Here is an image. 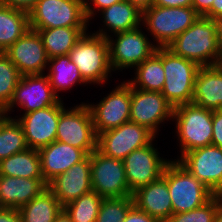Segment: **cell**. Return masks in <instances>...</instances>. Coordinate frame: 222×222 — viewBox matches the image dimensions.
<instances>
[{
    "label": "cell",
    "instance_id": "e575fe53",
    "mask_svg": "<svg viewBox=\"0 0 222 222\" xmlns=\"http://www.w3.org/2000/svg\"><path fill=\"white\" fill-rule=\"evenodd\" d=\"M216 214L217 194L194 210L172 214L165 222H215Z\"/></svg>",
    "mask_w": 222,
    "mask_h": 222
},
{
    "label": "cell",
    "instance_id": "b9f144b4",
    "mask_svg": "<svg viewBox=\"0 0 222 222\" xmlns=\"http://www.w3.org/2000/svg\"><path fill=\"white\" fill-rule=\"evenodd\" d=\"M214 0H192V7L200 15L204 16L212 7Z\"/></svg>",
    "mask_w": 222,
    "mask_h": 222
},
{
    "label": "cell",
    "instance_id": "d4e9b609",
    "mask_svg": "<svg viewBox=\"0 0 222 222\" xmlns=\"http://www.w3.org/2000/svg\"><path fill=\"white\" fill-rule=\"evenodd\" d=\"M135 77L128 80L132 88L144 91L161 92L165 84V74L162 63V47L134 69Z\"/></svg>",
    "mask_w": 222,
    "mask_h": 222
},
{
    "label": "cell",
    "instance_id": "5bb4252c",
    "mask_svg": "<svg viewBox=\"0 0 222 222\" xmlns=\"http://www.w3.org/2000/svg\"><path fill=\"white\" fill-rule=\"evenodd\" d=\"M153 141L154 139L148 145L132 151L123 159L126 180L131 193L160 178L171 161L160 157V152L155 148Z\"/></svg>",
    "mask_w": 222,
    "mask_h": 222
},
{
    "label": "cell",
    "instance_id": "277c9868",
    "mask_svg": "<svg viewBox=\"0 0 222 222\" xmlns=\"http://www.w3.org/2000/svg\"><path fill=\"white\" fill-rule=\"evenodd\" d=\"M200 15L191 7H162L152 5L142 11V27L153 35L157 47H167L188 29Z\"/></svg>",
    "mask_w": 222,
    "mask_h": 222
},
{
    "label": "cell",
    "instance_id": "4dcf8cb0",
    "mask_svg": "<svg viewBox=\"0 0 222 222\" xmlns=\"http://www.w3.org/2000/svg\"><path fill=\"white\" fill-rule=\"evenodd\" d=\"M29 147L16 118L0 113V161Z\"/></svg>",
    "mask_w": 222,
    "mask_h": 222
},
{
    "label": "cell",
    "instance_id": "e0dca14e",
    "mask_svg": "<svg viewBox=\"0 0 222 222\" xmlns=\"http://www.w3.org/2000/svg\"><path fill=\"white\" fill-rule=\"evenodd\" d=\"M178 162L215 195L222 193V148L200 147L185 153Z\"/></svg>",
    "mask_w": 222,
    "mask_h": 222
},
{
    "label": "cell",
    "instance_id": "484cf974",
    "mask_svg": "<svg viewBox=\"0 0 222 222\" xmlns=\"http://www.w3.org/2000/svg\"><path fill=\"white\" fill-rule=\"evenodd\" d=\"M48 76L55 95L60 99V91L73 88L77 83L88 84L80 74L78 67L70 60L69 55L56 56L49 59Z\"/></svg>",
    "mask_w": 222,
    "mask_h": 222
},
{
    "label": "cell",
    "instance_id": "4fadbf2b",
    "mask_svg": "<svg viewBox=\"0 0 222 222\" xmlns=\"http://www.w3.org/2000/svg\"><path fill=\"white\" fill-rule=\"evenodd\" d=\"M174 108L161 92L144 91L131 87L130 122L145 126L155 136L159 125L171 121Z\"/></svg>",
    "mask_w": 222,
    "mask_h": 222
},
{
    "label": "cell",
    "instance_id": "d6a6232c",
    "mask_svg": "<svg viewBox=\"0 0 222 222\" xmlns=\"http://www.w3.org/2000/svg\"><path fill=\"white\" fill-rule=\"evenodd\" d=\"M21 78L17 67L4 52H0V102L6 107Z\"/></svg>",
    "mask_w": 222,
    "mask_h": 222
},
{
    "label": "cell",
    "instance_id": "44dd1931",
    "mask_svg": "<svg viewBox=\"0 0 222 222\" xmlns=\"http://www.w3.org/2000/svg\"><path fill=\"white\" fill-rule=\"evenodd\" d=\"M38 151L41 161V172L46 184L87 156L82 149L57 140Z\"/></svg>",
    "mask_w": 222,
    "mask_h": 222
},
{
    "label": "cell",
    "instance_id": "f35d334b",
    "mask_svg": "<svg viewBox=\"0 0 222 222\" xmlns=\"http://www.w3.org/2000/svg\"><path fill=\"white\" fill-rule=\"evenodd\" d=\"M38 0H0V4L10 8L29 13L37 4Z\"/></svg>",
    "mask_w": 222,
    "mask_h": 222
},
{
    "label": "cell",
    "instance_id": "8fae6325",
    "mask_svg": "<svg viewBox=\"0 0 222 222\" xmlns=\"http://www.w3.org/2000/svg\"><path fill=\"white\" fill-rule=\"evenodd\" d=\"M107 95L96 105L87 104L97 135L130 121L131 85L123 81Z\"/></svg>",
    "mask_w": 222,
    "mask_h": 222
},
{
    "label": "cell",
    "instance_id": "7a4b0ae2",
    "mask_svg": "<svg viewBox=\"0 0 222 222\" xmlns=\"http://www.w3.org/2000/svg\"><path fill=\"white\" fill-rule=\"evenodd\" d=\"M68 55L88 84H106L113 71L107 38L86 32Z\"/></svg>",
    "mask_w": 222,
    "mask_h": 222
},
{
    "label": "cell",
    "instance_id": "836d02e7",
    "mask_svg": "<svg viewBox=\"0 0 222 222\" xmlns=\"http://www.w3.org/2000/svg\"><path fill=\"white\" fill-rule=\"evenodd\" d=\"M133 205L132 196L103 199L96 222H123Z\"/></svg>",
    "mask_w": 222,
    "mask_h": 222
},
{
    "label": "cell",
    "instance_id": "bcb514c9",
    "mask_svg": "<svg viewBox=\"0 0 222 222\" xmlns=\"http://www.w3.org/2000/svg\"><path fill=\"white\" fill-rule=\"evenodd\" d=\"M215 222H222V194H217V214Z\"/></svg>",
    "mask_w": 222,
    "mask_h": 222
},
{
    "label": "cell",
    "instance_id": "ffe728a7",
    "mask_svg": "<svg viewBox=\"0 0 222 222\" xmlns=\"http://www.w3.org/2000/svg\"><path fill=\"white\" fill-rule=\"evenodd\" d=\"M134 205L159 222H165L173 207L167 181L163 176L132 193Z\"/></svg>",
    "mask_w": 222,
    "mask_h": 222
},
{
    "label": "cell",
    "instance_id": "d590c367",
    "mask_svg": "<svg viewBox=\"0 0 222 222\" xmlns=\"http://www.w3.org/2000/svg\"><path fill=\"white\" fill-rule=\"evenodd\" d=\"M121 1L122 0H90V1L84 0V11L88 22L92 20V18L94 19V15L96 14L95 8L97 9V12L102 11L105 8L110 7L112 4ZM91 5H94V7H92Z\"/></svg>",
    "mask_w": 222,
    "mask_h": 222
},
{
    "label": "cell",
    "instance_id": "ac0fdd59",
    "mask_svg": "<svg viewBox=\"0 0 222 222\" xmlns=\"http://www.w3.org/2000/svg\"><path fill=\"white\" fill-rule=\"evenodd\" d=\"M4 53L17 67L21 76L41 75L48 68L49 58L38 31L29 29Z\"/></svg>",
    "mask_w": 222,
    "mask_h": 222
},
{
    "label": "cell",
    "instance_id": "5b68a950",
    "mask_svg": "<svg viewBox=\"0 0 222 222\" xmlns=\"http://www.w3.org/2000/svg\"><path fill=\"white\" fill-rule=\"evenodd\" d=\"M162 176L167 181L173 214L194 210L215 195L177 160L167 164Z\"/></svg>",
    "mask_w": 222,
    "mask_h": 222
},
{
    "label": "cell",
    "instance_id": "c3c4849f",
    "mask_svg": "<svg viewBox=\"0 0 222 222\" xmlns=\"http://www.w3.org/2000/svg\"><path fill=\"white\" fill-rule=\"evenodd\" d=\"M5 106L0 102V113H3Z\"/></svg>",
    "mask_w": 222,
    "mask_h": 222
},
{
    "label": "cell",
    "instance_id": "f546056e",
    "mask_svg": "<svg viewBox=\"0 0 222 222\" xmlns=\"http://www.w3.org/2000/svg\"><path fill=\"white\" fill-rule=\"evenodd\" d=\"M18 210L23 222H54L63 210V206L53 193L46 188Z\"/></svg>",
    "mask_w": 222,
    "mask_h": 222
},
{
    "label": "cell",
    "instance_id": "4316f807",
    "mask_svg": "<svg viewBox=\"0 0 222 222\" xmlns=\"http://www.w3.org/2000/svg\"><path fill=\"white\" fill-rule=\"evenodd\" d=\"M88 27H56L35 30L40 34L48 58L68 55Z\"/></svg>",
    "mask_w": 222,
    "mask_h": 222
},
{
    "label": "cell",
    "instance_id": "7dc6e473",
    "mask_svg": "<svg viewBox=\"0 0 222 222\" xmlns=\"http://www.w3.org/2000/svg\"><path fill=\"white\" fill-rule=\"evenodd\" d=\"M54 222H72L71 218L68 216V214L62 210L59 215L56 217Z\"/></svg>",
    "mask_w": 222,
    "mask_h": 222
},
{
    "label": "cell",
    "instance_id": "3957f363",
    "mask_svg": "<svg viewBox=\"0 0 222 222\" xmlns=\"http://www.w3.org/2000/svg\"><path fill=\"white\" fill-rule=\"evenodd\" d=\"M213 111L199 107L193 103L183 104L174 108L172 121L176 122L181 156L187 152L212 145Z\"/></svg>",
    "mask_w": 222,
    "mask_h": 222
},
{
    "label": "cell",
    "instance_id": "8992f818",
    "mask_svg": "<svg viewBox=\"0 0 222 222\" xmlns=\"http://www.w3.org/2000/svg\"><path fill=\"white\" fill-rule=\"evenodd\" d=\"M162 63L165 74L162 95L173 108L191 103L200 66L193 61L175 55L167 47H162Z\"/></svg>",
    "mask_w": 222,
    "mask_h": 222
},
{
    "label": "cell",
    "instance_id": "52a82bcc",
    "mask_svg": "<svg viewBox=\"0 0 222 222\" xmlns=\"http://www.w3.org/2000/svg\"><path fill=\"white\" fill-rule=\"evenodd\" d=\"M30 29L87 27L84 0H38L29 12Z\"/></svg>",
    "mask_w": 222,
    "mask_h": 222
},
{
    "label": "cell",
    "instance_id": "ab89813d",
    "mask_svg": "<svg viewBox=\"0 0 222 222\" xmlns=\"http://www.w3.org/2000/svg\"><path fill=\"white\" fill-rule=\"evenodd\" d=\"M0 222H23L18 209L1 208Z\"/></svg>",
    "mask_w": 222,
    "mask_h": 222
},
{
    "label": "cell",
    "instance_id": "83f0119b",
    "mask_svg": "<svg viewBox=\"0 0 222 222\" xmlns=\"http://www.w3.org/2000/svg\"><path fill=\"white\" fill-rule=\"evenodd\" d=\"M0 175L44 179L39 151L28 148L0 161Z\"/></svg>",
    "mask_w": 222,
    "mask_h": 222
},
{
    "label": "cell",
    "instance_id": "2e32d148",
    "mask_svg": "<svg viewBox=\"0 0 222 222\" xmlns=\"http://www.w3.org/2000/svg\"><path fill=\"white\" fill-rule=\"evenodd\" d=\"M63 100L55 105L16 116L21 125L29 148L39 150L56 140L57 125L61 111L65 108Z\"/></svg>",
    "mask_w": 222,
    "mask_h": 222
},
{
    "label": "cell",
    "instance_id": "1f68e13d",
    "mask_svg": "<svg viewBox=\"0 0 222 222\" xmlns=\"http://www.w3.org/2000/svg\"><path fill=\"white\" fill-rule=\"evenodd\" d=\"M103 197L91 191L68 203L63 210L72 222H96Z\"/></svg>",
    "mask_w": 222,
    "mask_h": 222
},
{
    "label": "cell",
    "instance_id": "7c38bea8",
    "mask_svg": "<svg viewBox=\"0 0 222 222\" xmlns=\"http://www.w3.org/2000/svg\"><path fill=\"white\" fill-rule=\"evenodd\" d=\"M155 135L145 126L127 122L97 135V150L115 159L123 160L132 151L148 145Z\"/></svg>",
    "mask_w": 222,
    "mask_h": 222
},
{
    "label": "cell",
    "instance_id": "8d00e7d4",
    "mask_svg": "<svg viewBox=\"0 0 222 222\" xmlns=\"http://www.w3.org/2000/svg\"><path fill=\"white\" fill-rule=\"evenodd\" d=\"M212 145L222 148V110L213 111Z\"/></svg>",
    "mask_w": 222,
    "mask_h": 222
},
{
    "label": "cell",
    "instance_id": "ba28073f",
    "mask_svg": "<svg viewBox=\"0 0 222 222\" xmlns=\"http://www.w3.org/2000/svg\"><path fill=\"white\" fill-rule=\"evenodd\" d=\"M56 140L82 149L87 155L97 149V134L87 103L64 108L57 125Z\"/></svg>",
    "mask_w": 222,
    "mask_h": 222
},
{
    "label": "cell",
    "instance_id": "6da1fadb",
    "mask_svg": "<svg viewBox=\"0 0 222 222\" xmlns=\"http://www.w3.org/2000/svg\"><path fill=\"white\" fill-rule=\"evenodd\" d=\"M167 48L200 67L222 64V49L218 44L215 21L204 16H199Z\"/></svg>",
    "mask_w": 222,
    "mask_h": 222
},
{
    "label": "cell",
    "instance_id": "ee69618b",
    "mask_svg": "<svg viewBox=\"0 0 222 222\" xmlns=\"http://www.w3.org/2000/svg\"><path fill=\"white\" fill-rule=\"evenodd\" d=\"M131 4L137 6L141 11L151 7L154 0H127Z\"/></svg>",
    "mask_w": 222,
    "mask_h": 222
},
{
    "label": "cell",
    "instance_id": "603a6c76",
    "mask_svg": "<svg viewBox=\"0 0 222 222\" xmlns=\"http://www.w3.org/2000/svg\"><path fill=\"white\" fill-rule=\"evenodd\" d=\"M46 188L44 179L0 175V206L19 209Z\"/></svg>",
    "mask_w": 222,
    "mask_h": 222
},
{
    "label": "cell",
    "instance_id": "9a60e30c",
    "mask_svg": "<svg viewBox=\"0 0 222 222\" xmlns=\"http://www.w3.org/2000/svg\"><path fill=\"white\" fill-rule=\"evenodd\" d=\"M59 100L53 92L47 75H25L21 76L14 95L3 113L8 116L11 111L14 112L13 108L16 105L20 109L22 107L23 114L30 113L55 105Z\"/></svg>",
    "mask_w": 222,
    "mask_h": 222
},
{
    "label": "cell",
    "instance_id": "7402d4cb",
    "mask_svg": "<svg viewBox=\"0 0 222 222\" xmlns=\"http://www.w3.org/2000/svg\"><path fill=\"white\" fill-rule=\"evenodd\" d=\"M191 103L211 111L222 110V64L200 67Z\"/></svg>",
    "mask_w": 222,
    "mask_h": 222
},
{
    "label": "cell",
    "instance_id": "60d3db41",
    "mask_svg": "<svg viewBox=\"0 0 222 222\" xmlns=\"http://www.w3.org/2000/svg\"><path fill=\"white\" fill-rule=\"evenodd\" d=\"M153 5L162 7H191L192 0H154Z\"/></svg>",
    "mask_w": 222,
    "mask_h": 222
},
{
    "label": "cell",
    "instance_id": "7bdbcfd3",
    "mask_svg": "<svg viewBox=\"0 0 222 222\" xmlns=\"http://www.w3.org/2000/svg\"><path fill=\"white\" fill-rule=\"evenodd\" d=\"M219 16H222V0H214L211 9L204 17L215 19Z\"/></svg>",
    "mask_w": 222,
    "mask_h": 222
},
{
    "label": "cell",
    "instance_id": "74e56055",
    "mask_svg": "<svg viewBox=\"0 0 222 222\" xmlns=\"http://www.w3.org/2000/svg\"><path fill=\"white\" fill-rule=\"evenodd\" d=\"M123 222H159L157 219L151 217L147 213L138 209L135 205H133L128 213L126 214Z\"/></svg>",
    "mask_w": 222,
    "mask_h": 222
},
{
    "label": "cell",
    "instance_id": "f1b7e54d",
    "mask_svg": "<svg viewBox=\"0 0 222 222\" xmlns=\"http://www.w3.org/2000/svg\"><path fill=\"white\" fill-rule=\"evenodd\" d=\"M29 29V13L0 4V52L7 50Z\"/></svg>",
    "mask_w": 222,
    "mask_h": 222
},
{
    "label": "cell",
    "instance_id": "f6af8a7d",
    "mask_svg": "<svg viewBox=\"0 0 222 222\" xmlns=\"http://www.w3.org/2000/svg\"><path fill=\"white\" fill-rule=\"evenodd\" d=\"M213 20L215 21V25H216L218 44L220 48L222 49V16H219Z\"/></svg>",
    "mask_w": 222,
    "mask_h": 222
},
{
    "label": "cell",
    "instance_id": "9c48e42d",
    "mask_svg": "<svg viewBox=\"0 0 222 222\" xmlns=\"http://www.w3.org/2000/svg\"><path fill=\"white\" fill-rule=\"evenodd\" d=\"M141 30L140 25L135 29L114 34L115 39L111 35L107 38L113 71L135 68L156 51L155 43H151Z\"/></svg>",
    "mask_w": 222,
    "mask_h": 222
},
{
    "label": "cell",
    "instance_id": "cb8c5ba5",
    "mask_svg": "<svg viewBox=\"0 0 222 222\" xmlns=\"http://www.w3.org/2000/svg\"><path fill=\"white\" fill-rule=\"evenodd\" d=\"M104 27L94 34L108 38L111 34L135 29L142 25V11L127 0L112 4L110 7L100 11Z\"/></svg>",
    "mask_w": 222,
    "mask_h": 222
},
{
    "label": "cell",
    "instance_id": "30bf717a",
    "mask_svg": "<svg viewBox=\"0 0 222 222\" xmlns=\"http://www.w3.org/2000/svg\"><path fill=\"white\" fill-rule=\"evenodd\" d=\"M92 191L106 198L132 196L126 180L124 162L97 149L90 153Z\"/></svg>",
    "mask_w": 222,
    "mask_h": 222
},
{
    "label": "cell",
    "instance_id": "d6986e66",
    "mask_svg": "<svg viewBox=\"0 0 222 222\" xmlns=\"http://www.w3.org/2000/svg\"><path fill=\"white\" fill-rule=\"evenodd\" d=\"M47 188L64 207L81 195L92 191L90 154L82 161L73 165L66 172L56 176Z\"/></svg>",
    "mask_w": 222,
    "mask_h": 222
}]
</instances>
